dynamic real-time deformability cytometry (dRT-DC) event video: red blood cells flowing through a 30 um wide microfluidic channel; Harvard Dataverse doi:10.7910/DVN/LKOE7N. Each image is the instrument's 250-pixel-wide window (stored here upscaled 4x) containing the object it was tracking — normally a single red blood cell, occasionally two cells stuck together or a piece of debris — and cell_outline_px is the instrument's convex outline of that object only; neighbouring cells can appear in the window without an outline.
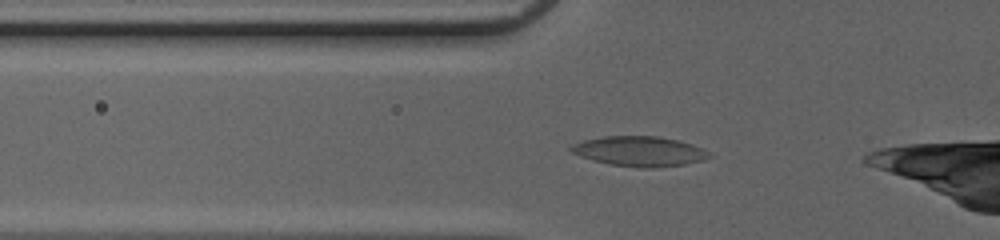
{"species": "common noctule bat (a hibernating species)", "species_latin": "Nyctalus noctula", "temperature_condition": "cold", "stored_images_in_passage": 32, "camera_frame_rate_fps": 3000, "um_per_image_px": 0.085, "animal": {"sex": "female", "body_mass_g": 20.0, "forearm_length_mm": 54.0}, "frame": {"image": 1, "passage_image": 5, "time_ms": 1.333, "image_size_px": [1000, 240], "cell_outline_px": [[712, 156], [704, 160], [684, 164], [656, 168], [640, 168], [612, 164], [592, 160], [580, 156], [572, 152], [568, 148], [572, 144], [584, 140], [604, 136], [660, 136], [692, 144], [708, 152]], "centroid_in_image_um": [54.34, 12.86], "position_along_channel_um": 71.5, "area_um2": 24.04}}
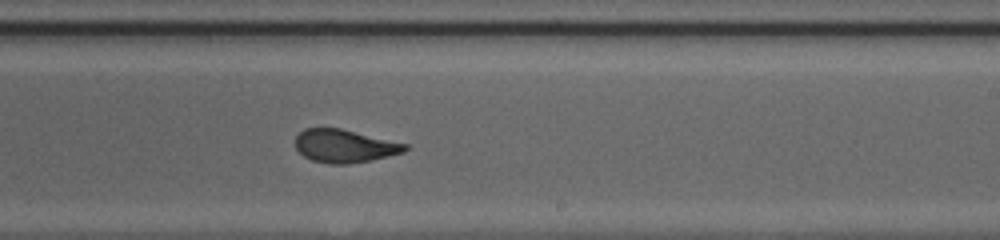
{"frame": {"image": 2, "passage_image": 19, "time_ms": 6.0, "image_size_px": [1000, 240], "cell_outline_px": [[408, 148], [404, 152], [372, 160], [348, 164], [328, 164], [312, 160], [304, 156], [296, 148], [296, 136], [304, 128], [340, 128], [408, 144]], "centroid_in_image_um": [29.29, 12.41], "position_along_channel_um": 259.7, "area_um2": 21.1}}
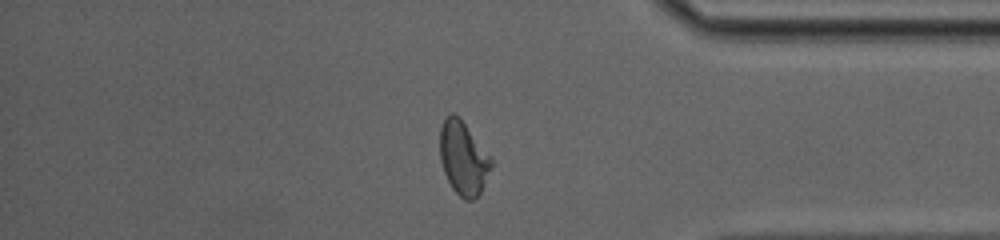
{"frame": {"image": 3, "passage_image": 30, "time_ms": 9.667, "image_size_px": [1000, 240], "cell_outline_px": [[492, 164], [480, 192], [472, 200], [464, 200], [452, 188], [444, 172], [440, 160], [440, 128], [444, 120], [452, 112], [460, 116], [492, 156]], "centroid_in_image_um": [39.38, 13.39], "position_along_channel_um": 395.8, "area_um2": 22.02}}